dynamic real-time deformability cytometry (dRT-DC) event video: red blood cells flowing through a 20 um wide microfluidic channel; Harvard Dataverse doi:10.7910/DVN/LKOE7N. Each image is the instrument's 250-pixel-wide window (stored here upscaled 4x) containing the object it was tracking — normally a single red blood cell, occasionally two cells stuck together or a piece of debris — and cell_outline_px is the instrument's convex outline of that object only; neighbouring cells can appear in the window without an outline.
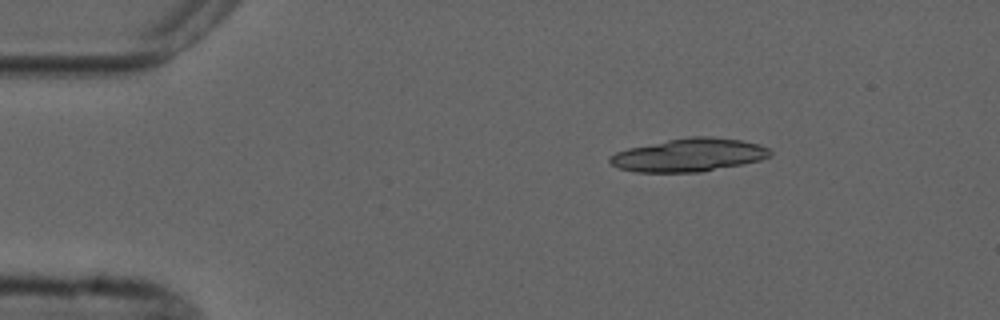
{"species": "common noctule bat (a hibernating species)", "species_latin": "Nyctalus noctula", "temperature_condition": "cold", "stored_images_in_passage": 4, "camera_frame_rate_fps": 3000, "um_per_image_px": 0.085, "animal": {"sex": "male", "forearm_length_mm": 52.5}, "frame": {"image": 1, "passage_image": 2, "time_ms": 2.0, "image_size_px": [1000, 320], "cell_outline_px": [[772, 156], [760, 160], [744, 164], [700, 172], [636, 172], [620, 168], [612, 164], [608, 160], [608, 156], [616, 152], [628, 148], [688, 136], [712, 136], [740, 140], [760, 144], [768, 148], [772, 152]], "centroid_in_image_um": [58.59, 13.17], "position_along_channel_um": 26.4, "area_um2": 31.04}}